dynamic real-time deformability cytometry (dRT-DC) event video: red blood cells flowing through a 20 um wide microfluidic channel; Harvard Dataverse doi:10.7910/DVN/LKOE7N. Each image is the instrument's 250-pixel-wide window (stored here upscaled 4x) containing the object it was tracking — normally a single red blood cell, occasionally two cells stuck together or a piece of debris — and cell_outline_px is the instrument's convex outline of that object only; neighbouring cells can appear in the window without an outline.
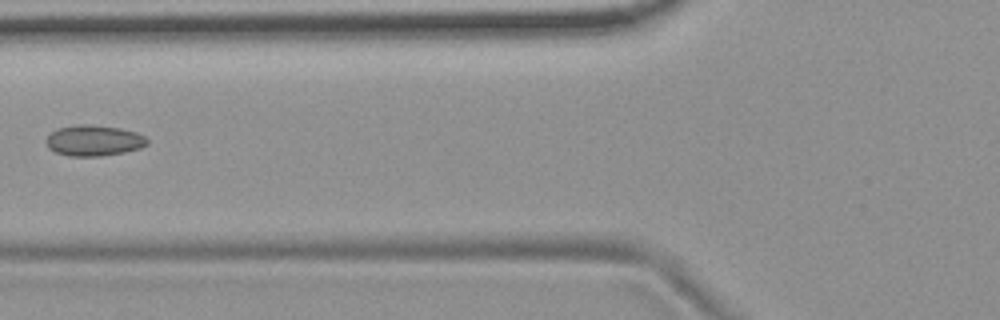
{"species": "common noctule bat (a hibernating species)", "species_latin": "Nyctalus noctula", "temperature_condition": "room temperature", "stored_images_in_passage": 5, "camera_frame_rate_fps": 3000, "um_per_image_px": 0.085, "animal": {"sex": "female", "body_mass_g": 19.9}, "frame": {"image": 1, "passage_image": 4, "time_ms": 3.667, "image_size_px": [1000, 320], "cell_outline_px": [[148, 144], [140, 148], [124, 152], [100, 156], [68, 156], [56, 152], [48, 148], [44, 140], [52, 132], [60, 128], [76, 124], [88, 124], [120, 128], [136, 132], [144, 136], [148, 140]], "centroid_in_image_um": [7.97, 11.94], "position_along_channel_um": 117.8, "area_um2": 18.15}}
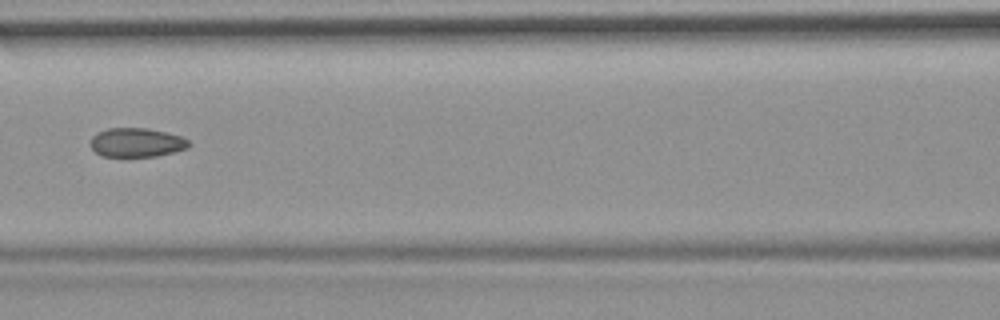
{"frame": {"image": 2, "passage_image": 5, "time_ms": 4.667, "image_size_px": [1000, 320], "cell_outline_px": [[192, 144], [188, 148], [156, 156], [100, 156], [88, 144], [92, 136], [108, 128], [148, 128], [180, 136], [188, 140]], "centroid_in_image_um": [11.59, 12.11], "position_along_channel_um": 155.0, "area_um2": 16.59}}